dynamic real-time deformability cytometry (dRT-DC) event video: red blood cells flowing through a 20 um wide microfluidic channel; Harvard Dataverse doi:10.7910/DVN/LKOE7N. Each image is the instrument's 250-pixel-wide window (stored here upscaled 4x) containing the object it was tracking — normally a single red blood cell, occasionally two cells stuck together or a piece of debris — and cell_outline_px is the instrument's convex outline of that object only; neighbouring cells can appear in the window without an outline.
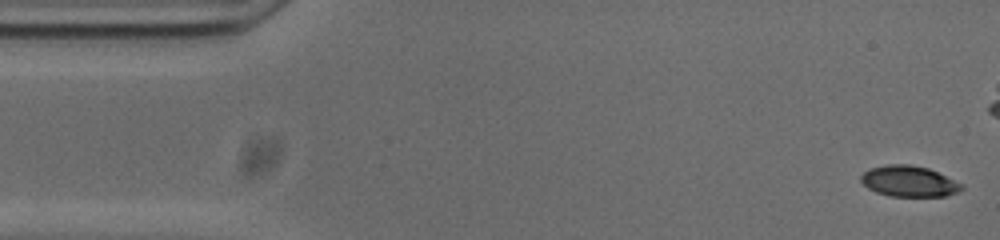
{"species": "common noctule bat (a hibernating species)", "species_latin": "Nyctalus noctula", "temperature_condition": "cold", "stored_images_in_passage": 43, "camera_frame_rate_fps": 3000, "um_per_image_px": 0.085, "animal": {"sex": "male", "body_mass_g": 20.0, "forearm_length_mm": 53.3}, "frame": {"image": 1, "passage_image": 1, "time_ms": 0.0, "image_size_px": [1000, 240], "cell_outline_px": [[964, 188], [956, 192], [944, 196], [888, 196], [876, 192], [868, 188], [860, 180], [860, 176], [864, 172], [872, 168], [888, 164], [912, 164], [928, 168], [964, 184]], "centroid_in_image_um": [77.27, 15.4], "position_along_channel_um": 7.7, "area_um2": 18.09}}
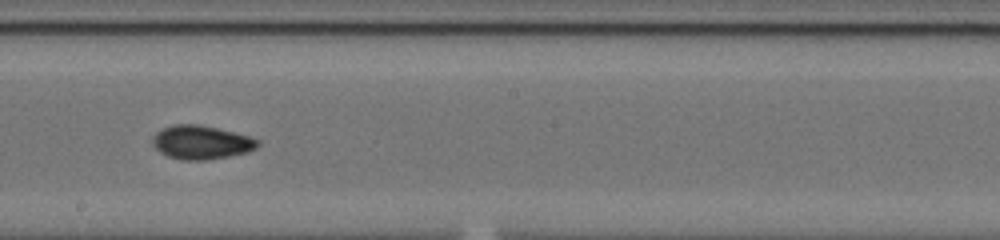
{"frame": {"image": 2, "passage_image": 28, "time_ms": 9.0, "image_size_px": [1000, 240], "cell_outline_px": [[260, 144], [256, 148], [248, 152], [228, 156], [204, 160], [180, 160], [168, 156], [160, 152], [152, 144], [152, 136], [156, 132], [172, 124], [200, 124], [248, 136], [260, 140]], "centroid_in_image_um": [17.09, 12.1], "position_along_channel_um": 231.1, "area_um2": 20.63}}
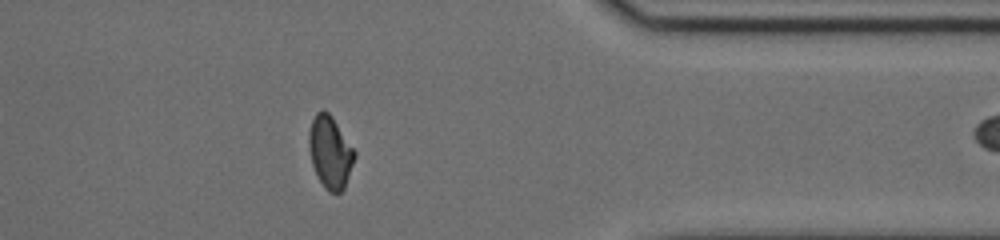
{"frame": {"image": 3, "passage_image": 42, "time_ms": 13.667, "image_size_px": [1000, 240], "cell_outline_px": [[356, 156], [344, 188], [340, 192], [328, 192], [324, 188], [316, 176], [312, 164], [308, 148], [308, 132], [312, 120], [316, 112], [324, 108], [332, 116], [356, 152]], "centroid_in_image_um": [28.04, 12.92], "position_along_channel_um": 383.4, "area_um2": 19.42}}